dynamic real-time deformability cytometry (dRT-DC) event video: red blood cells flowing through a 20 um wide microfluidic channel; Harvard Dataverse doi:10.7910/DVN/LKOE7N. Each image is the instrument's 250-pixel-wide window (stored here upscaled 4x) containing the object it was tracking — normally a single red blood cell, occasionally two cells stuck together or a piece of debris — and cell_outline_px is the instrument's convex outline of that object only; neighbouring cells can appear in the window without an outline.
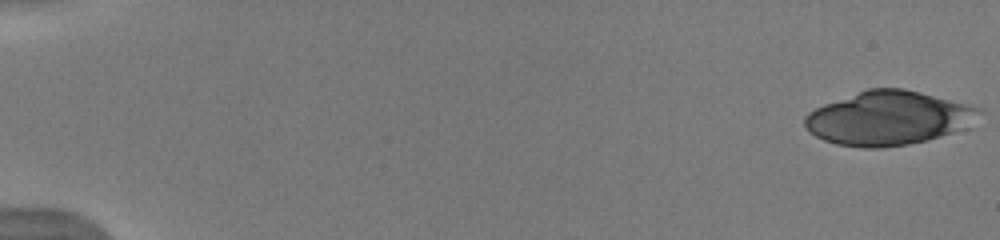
{"species": "human", "species_latin": "Homo sapiens", "temperature_condition": "warm", "stored_images_in_passage": 16, "camera_frame_rate_fps": 3000, "um_per_image_px": 0.085, "donor": {"sex": "male"}, "frame": {"image": 1, "passage_image": 1, "time_ms": 0.0, "image_size_px": [1000, 240], "cell_outline_px": [[980, 112], [952, 132], [924, 140], [908, 144], [880, 148], [860, 148], [836, 144], [824, 140], [816, 136], [804, 124], [804, 116], [808, 112], [824, 104], [868, 88], [904, 88], [920, 92], [980, 108]], "centroid_in_image_um": [75.38, 10.04], "position_along_channel_um": 9.6, "area_um2": 53.47}}